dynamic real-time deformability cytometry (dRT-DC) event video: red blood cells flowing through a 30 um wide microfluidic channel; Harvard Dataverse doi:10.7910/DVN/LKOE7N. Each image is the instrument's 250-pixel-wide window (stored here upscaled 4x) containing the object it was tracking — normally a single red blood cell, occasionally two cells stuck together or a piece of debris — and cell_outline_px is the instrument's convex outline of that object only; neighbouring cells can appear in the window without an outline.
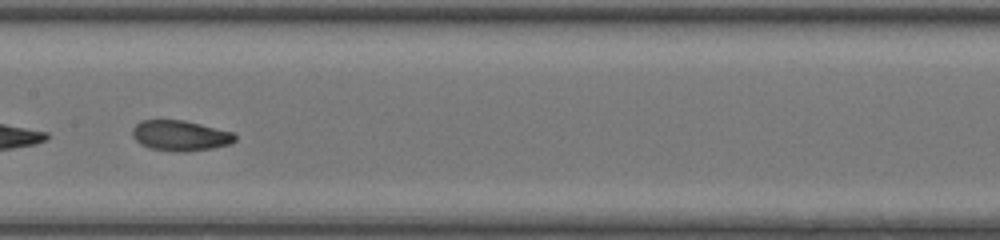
{"species": "common noctule bat (a hibernating species)", "species_latin": "Nyctalus noctula", "temperature_condition": "room temperature", "stored_images_in_passage": 25, "segment_of_instrument_passage": [2, 2], "camera_frame_rate_fps": 3000, "um_per_image_px": 0.085, "animal": {"sex": "female", "body_mass_g": 20.0, "forearm_length_mm": 54.0}, "frame": {"image": 1, "passage_image": 21, "time_ms": 6.667, "image_size_px": [1000, 240], "cell_outline_px": [[236, 140], [232, 144], [212, 148], [184, 152], [180, 152], [148, 148], [140, 144], [132, 136], [132, 128], [140, 120], [184, 120], [232, 132], [236, 136]], "centroid_in_image_um": [15.3, 11.53], "position_along_channel_um": 192.1, "area_um2": 18.26}}